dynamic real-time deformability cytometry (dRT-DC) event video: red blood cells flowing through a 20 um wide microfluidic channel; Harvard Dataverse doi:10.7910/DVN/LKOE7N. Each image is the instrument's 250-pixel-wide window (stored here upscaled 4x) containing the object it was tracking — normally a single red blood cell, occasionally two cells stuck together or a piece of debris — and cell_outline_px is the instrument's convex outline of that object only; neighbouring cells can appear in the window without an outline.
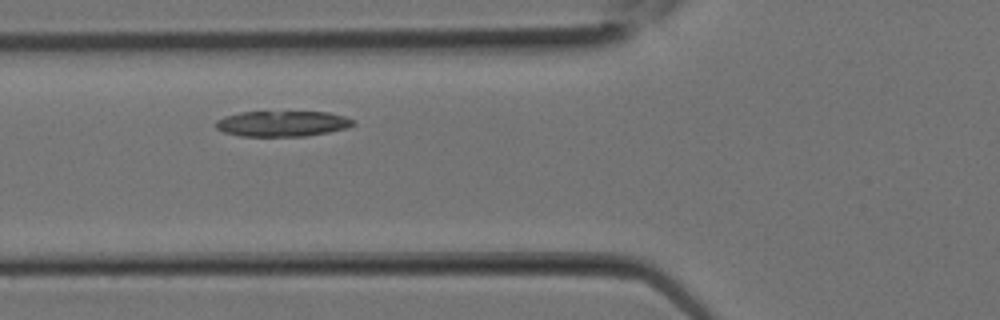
{"species": "Egyptian fruit bat (a non-hibernating species)", "species_latin": "Rousettus aegyptiacus", "temperature_condition": "room temperature", "stored_images_in_passage": 5, "camera_frame_rate_fps": 3000, "um_per_image_px": 0.085, "animal": {"sex": "female"}, "frame": {"image": 1, "passage_image": 2, "time_ms": 0.333, "image_size_px": [1000, 320], "cell_outline_px": [[356, 124], [344, 128], [328, 132], [304, 136], [240, 136], [224, 132], [216, 128], [216, 120], [224, 116], [240, 112], [328, 112], [344, 116], [356, 120]], "centroid_in_image_um": [23.99, 10.5], "position_along_channel_um": 101.8, "area_um2": 20.46}}
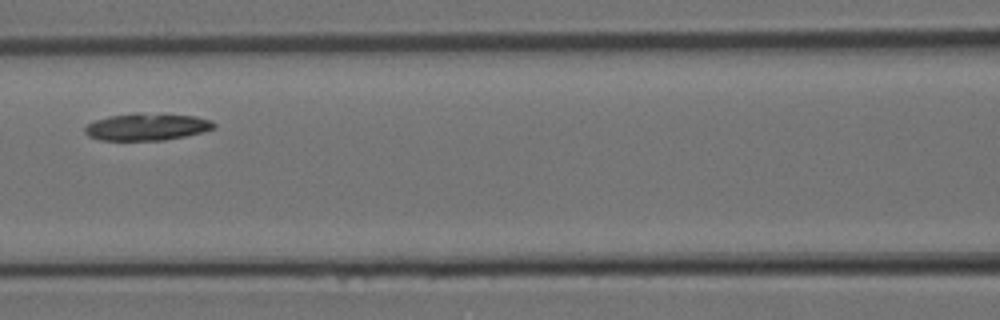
{"frame": {"image": 2, "passage_image": 4, "time_ms": 1.0, "image_size_px": [1000, 320], "cell_outline_px": [[216, 128], [184, 136], [164, 140], [100, 140], [88, 136], [84, 132], [84, 128], [88, 124], [96, 120], [108, 116], [136, 112], [164, 112], [196, 116], [212, 120], [216, 124]], "centroid_in_image_um": [12.51, 10.75], "position_along_channel_um": 154.1, "area_um2": 20.87}}